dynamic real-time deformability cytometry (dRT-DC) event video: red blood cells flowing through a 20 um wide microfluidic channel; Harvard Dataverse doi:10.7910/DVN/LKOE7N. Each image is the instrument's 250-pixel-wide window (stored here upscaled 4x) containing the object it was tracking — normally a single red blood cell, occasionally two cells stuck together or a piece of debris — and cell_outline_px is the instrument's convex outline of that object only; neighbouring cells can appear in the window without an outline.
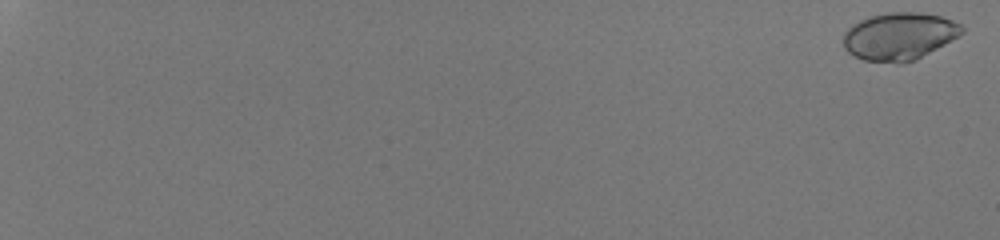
{"species": "human", "species_latin": "Homo sapiens", "temperature_condition": "room temperature", "stored_images_in_passage": 55, "camera_frame_rate_fps": 3000, "um_per_image_px": 0.085, "donor": {"sex": "male"}, "frame": {"image": 1, "passage_image": 2, "time_ms": 0.333, "image_size_px": [1000, 240], "cell_outline_px": [[964, 32], [960, 36], [916, 60], [904, 64], [900, 64], [864, 60], [848, 52], [844, 48], [844, 32], [848, 28], [860, 20], [868, 16], [888, 12], [920, 12], [940, 16], [952, 20], [960, 24], [964, 28]], "centroid_in_image_um": [76.46, 3.09], "position_along_channel_um": 8.5, "area_um2": 33.12}}
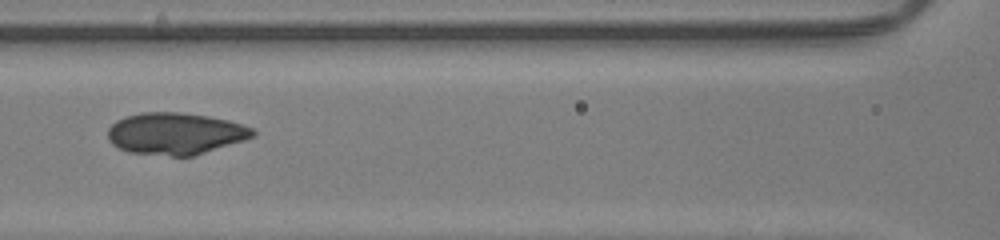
{"frame": {"image": 2, "passage_image": 32, "time_ms": 10.333, "image_size_px": [1000, 240], "cell_outline_px": [[256, 136], [244, 140], [192, 156], [172, 156], [128, 152], [112, 144], [108, 140], [108, 128], [116, 120], [140, 112], [176, 112], [204, 116], [228, 120], [244, 124], [252, 128], [256, 132]], "centroid_in_image_um": [14.9, 11.35], "position_along_channel_um": 151.7, "area_um2": 35.2}}
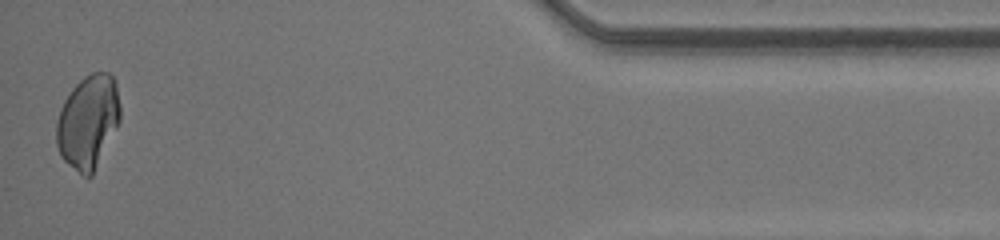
{"frame": {"image": 3, "passage_image": 55, "time_ms": 18.0, "image_size_px": [1000, 240], "cell_outline_px": [[120, 120], [92, 176], [88, 180], [68, 164], [60, 156], [56, 144], [56, 124], [60, 108], [64, 100], [72, 88], [84, 76], [92, 72], [108, 72], [112, 76], [116, 84], [120, 104]], "centroid_in_image_um": [7.48, 10.36], "position_along_channel_um": 427.7, "area_um2": 34.85}, "authors_computed_cell_mechanics": {"area_um2": 34.7378, "velocity_mm_per_s": 4.282, "shape_relaxation_time_tau1_ms": 4.0726, "shape_relaxation_time_tau2_ms": null, "deformation_change_tau1": 0.126, "deformation_change_tau2": null}}